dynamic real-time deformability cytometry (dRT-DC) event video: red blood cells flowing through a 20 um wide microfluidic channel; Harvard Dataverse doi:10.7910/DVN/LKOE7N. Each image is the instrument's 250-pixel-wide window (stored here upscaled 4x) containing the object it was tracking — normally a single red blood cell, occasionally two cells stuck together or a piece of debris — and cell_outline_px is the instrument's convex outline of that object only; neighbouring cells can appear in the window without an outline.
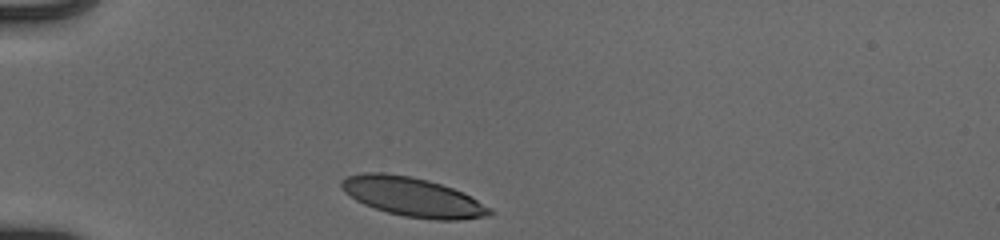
{"species": "human", "species_latin": "Homo sapiens", "temperature_condition": "cold", "stored_images_in_passage": 31, "camera_frame_rate_fps": 3000, "um_per_image_px": 0.085, "donor": {"sex": "male"}, "frame": {"image": 1, "passage_image": 1, "time_ms": 0.0, "image_size_px": [1000, 240], "cell_outline_px": [[492, 212], [488, 216], [460, 220], [436, 220], [404, 216], [388, 212], [364, 204], [356, 200], [344, 192], [340, 184], [340, 180], [348, 176], [364, 172], [384, 172], [412, 176], [428, 180], [464, 192], [492, 208]], "centroid_in_image_um": [35.09, 16.73], "position_along_channel_um": 49.9, "area_um2": 33.87}}
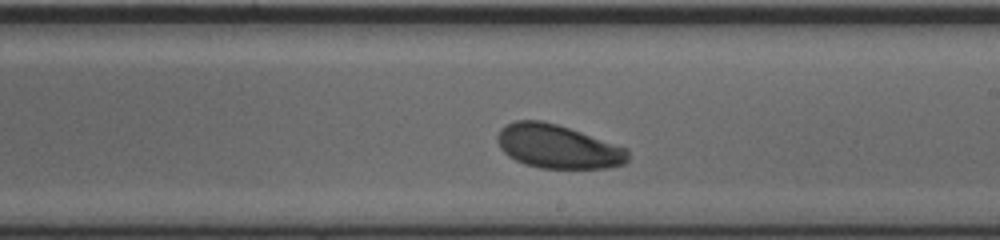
{"frame": {"image": 2, "passage_image": 18, "time_ms": 5.667, "image_size_px": [1000, 240], "cell_outline_px": [[628, 160], [624, 164], [608, 168], [540, 168], [524, 164], [508, 156], [500, 148], [496, 140], [496, 136], [500, 128], [516, 120], [544, 120], [628, 148]], "centroid_in_image_um": [47.39, 12.46], "position_along_channel_um": 241.6, "area_um2": 33.29}}
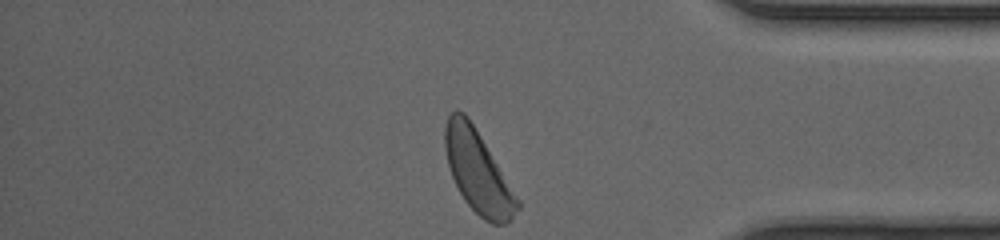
{"frame": {"image": 3, "passage_image": 31, "time_ms": 10.0, "image_size_px": [1000, 240], "cell_outline_px": [[520, 208], [508, 224], [492, 224], [484, 220], [464, 200], [452, 176], [448, 164], [444, 148], [444, 128], [448, 116], [456, 108], [464, 112], [468, 116], [520, 200]], "centroid_in_image_um": [40.62, 14.6], "position_along_channel_um": 394.6, "area_um2": 34.51}, "authors_computed_cell_mechanics": {"area_um2": 34.0442, "velocity_mm_per_s": 3.9021, "shape_relaxation_time_tau1_ms": 1.9239, "shape_relaxation_time_tau2_ms": null, "deformation_change_tau1": 0.1038, "deformation_change_tau2": null}}